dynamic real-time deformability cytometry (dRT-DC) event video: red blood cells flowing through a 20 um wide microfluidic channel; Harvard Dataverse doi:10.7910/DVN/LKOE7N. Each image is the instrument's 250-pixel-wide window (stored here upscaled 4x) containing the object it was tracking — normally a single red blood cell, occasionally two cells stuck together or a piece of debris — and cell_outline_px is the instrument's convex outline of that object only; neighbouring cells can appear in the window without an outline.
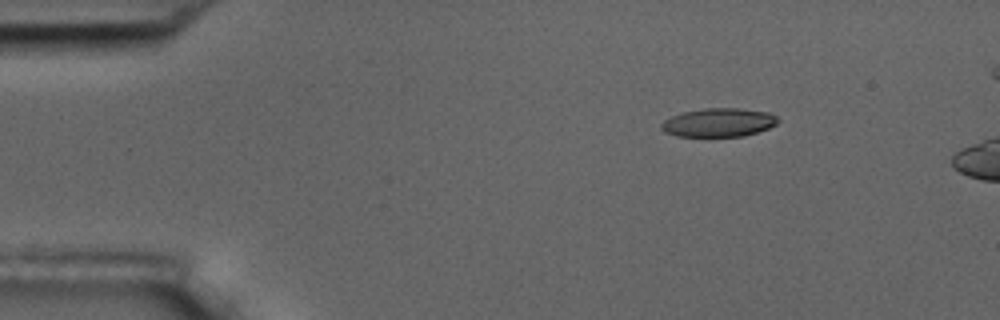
{"species": "common noctule bat (a hibernating species)", "species_latin": "Nyctalus noctula", "temperature_condition": "room temperature", "stored_images_in_passage": 3, "camera_frame_rate_fps": 3000, "um_per_image_px": 0.085, "animal": {"sex": "male", "body_mass_g": 17.5, "forearm_length_mm": 52.3}, "frame": {"image": 1, "passage_image": 1, "time_ms": 0.0, "image_size_px": [1000, 320], "cell_outline_px": [[780, 120], [776, 124], [768, 128], [744, 136], [676, 136], [664, 132], [660, 128], [660, 124], [664, 120], [680, 112], [704, 108], [740, 108], [768, 112], [776, 116]], "centroid_in_image_um": [61.06, 10.4], "position_along_channel_um": 23.9, "area_um2": 19.54}}